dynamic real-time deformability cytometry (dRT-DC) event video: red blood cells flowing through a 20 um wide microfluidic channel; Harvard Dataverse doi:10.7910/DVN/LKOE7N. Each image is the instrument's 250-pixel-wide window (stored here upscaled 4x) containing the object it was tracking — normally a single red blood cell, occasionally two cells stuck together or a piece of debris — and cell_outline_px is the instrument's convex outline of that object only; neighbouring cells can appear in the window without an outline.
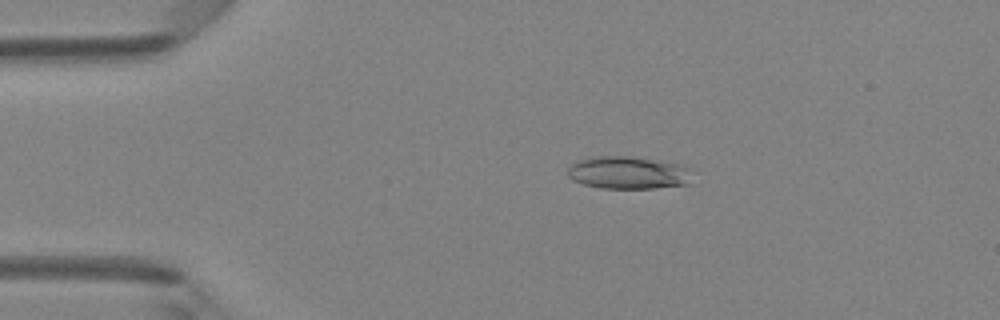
{"species": "Egyptian fruit bat (a non-hibernating species)", "species_latin": "Rousettus aegyptiacus", "temperature_condition": "room temperature", "stored_images_in_passage": 46, "camera_frame_rate_fps": 3000, "um_per_image_px": 0.085, "animal": {"sex": "female"}, "frame": {"image": 1, "passage_image": 9, "time_ms": 2.667, "image_size_px": [1000, 320], "cell_outline_px": [[700, 172], [692, 184], [656, 188], [600, 188], [584, 184], [572, 180], [568, 176], [568, 168], [572, 164], [580, 160], [596, 156], [628, 156], [660, 160], [680, 164], [692, 168]], "centroid_in_image_um": [53.59, 14.69], "position_along_channel_um": 31.4, "area_um2": 24.51}}
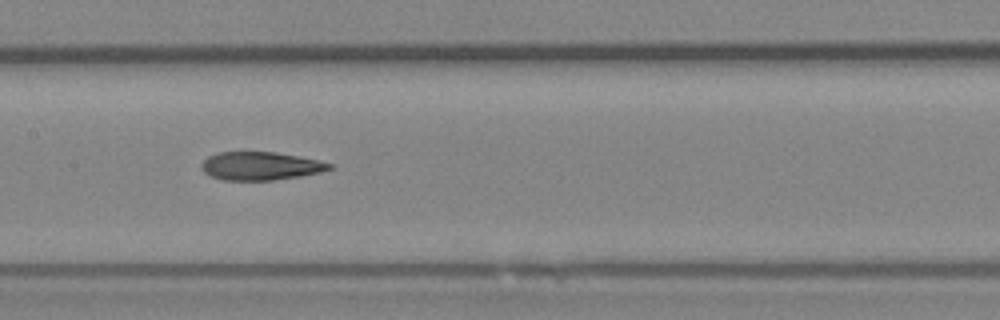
{"frame": {"image": 2, "passage_image": 23, "time_ms": 7.333, "image_size_px": [1000, 320], "cell_outline_px": [[332, 168], [320, 172], [300, 176], [272, 180], [224, 180], [212, 176], [204, 172], [200, 168], [200, 164], [208, 156], [216, 152], [276, 152], [316, 160], [332, 164]], "centroid_in_image_um": [22.09, 14.1], "position_along_channel_um": 185.3, "area_um2": 20.87}}
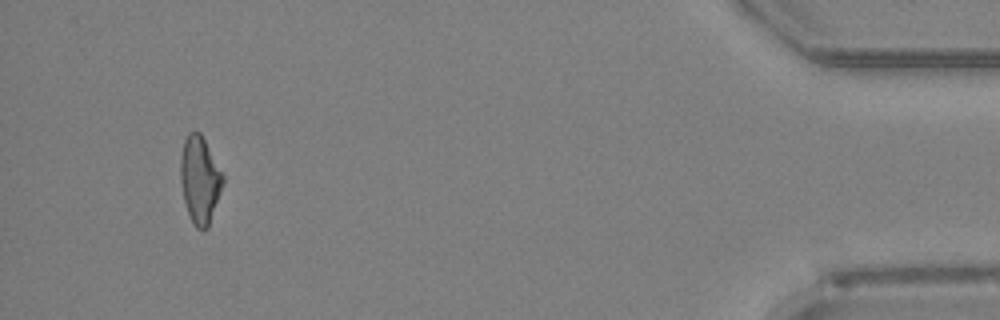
{"frame": {"image": 3, "passage_image": 44, "time_ms": 14.333, "image_size_px": [1000, 320], "cell_outline_px": [[224, 180], [208, 228], [204, 232], [196, 228], [188, 212], [184, 200], [180, 180], [180, 156], [184, 140], [188, 132], [200, 132], [224, 176]], "centroid_in_image_um": [16.97, 15.28], "position_along_channel_um": 418.2, "area_um2": 21.33}, "authors_computed_cell_mechanics": {"area_um2": 21.9351, "velocity_mm_per_s": 4.3557, "shape_relaxation_time_tau1_ms": null, "shape_relaxation_time_tau2_ms": 4.1547, "deformation_change_tau1": null, "deformation_change_tau2": 0.1449}}